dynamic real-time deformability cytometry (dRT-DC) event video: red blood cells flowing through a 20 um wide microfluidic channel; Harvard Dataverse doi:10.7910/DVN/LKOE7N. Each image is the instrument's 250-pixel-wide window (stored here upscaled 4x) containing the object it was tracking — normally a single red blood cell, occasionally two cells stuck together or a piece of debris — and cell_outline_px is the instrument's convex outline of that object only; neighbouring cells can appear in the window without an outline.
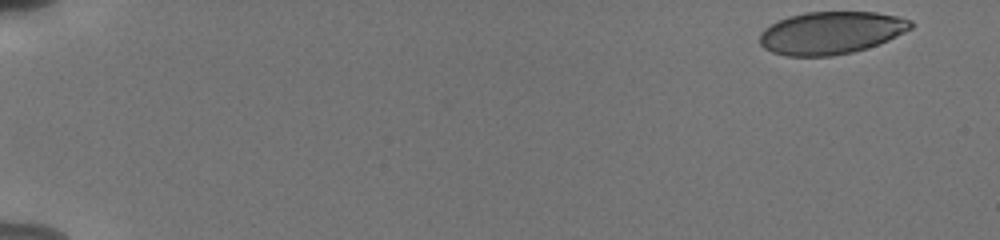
{"species": "human", "species_latin": "Homo sapiens", "temperature_condition": "cold", "stored_images_in_passage": 53, "camera_frame_rate_fps": 3000, "um_per_image_px": 0.085, "donor": {"sex": "male"}, "frame": {"image": 1, "passage_image": 1, "time_ms": 0.0, "image_size_px": [1000, 240], "cell_outline_px": [[916, 24], [912, 28], [888, 40], [852, 52], [832, 56], [788, 56], [772, 52], [764, 48], [760, 44], [760, 32], [764, 28], [788, 16], [804, 12], [876, 12], [896, 16], [912, 20]], "centroid_in_image_um": [70.63, 2.78], "position_along_channel_um": 14.4, "area_um2": 37.4}}
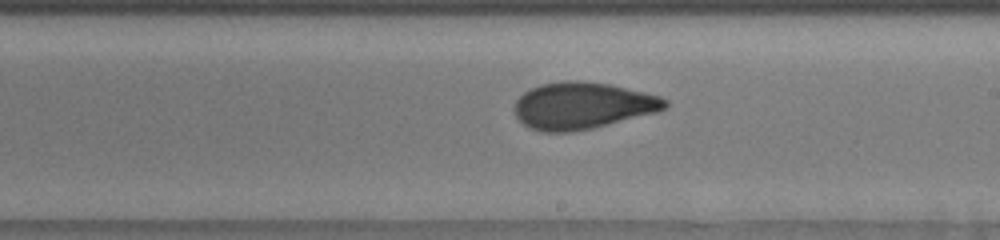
{"frame": {"image": 2, "passage_image": 32, "time_ms": 10.333, "image_size_px": [1000, 240], "cell_outline_px": [[668, 104], [664, 108], [656, 112], [592, 128], [572, 132], [540, 132], [528, 128], [516, 116], [512, 108], [516, 100], [524, 92], [540, 84], [560, 80], [584, 80], [608, 84], [644, 92], [660, 96], [668, 100]], "centroid_in_image_um": [49.46, 8.97], "position_along_channel_um": 239.5, "area_um2": 41.21}}
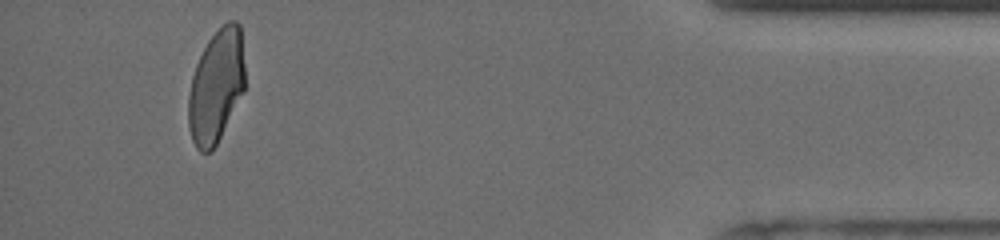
{"frame": {"image": 3, "passage_image": 50, "time_ms": 16.333, "image_size_px": [1000, 240], "cell_outline_px": [[244, 92], [216, 144], [208, 152], [200, 152], [196, 148], [192, 140], [188, 128], [188, 96], [192, 76], [196, 64], [208, 40], [228, 20], [236, 20], [240, 24], [244, 64]], "centroid_in_image_um": [18.37, 7.33], "position_along_channel_um": 416.8, "area_um2": 37.17}, "authors_computed_cell_mechanics": {"area_um2": 39.6508, "velocity_mm_per_s": 3.7999, "shape_relaxation_time_tau1_ms": 7.451, "shape_relaxation_time_tau2_ms": 1.043, "deformation_change_tau1": 0.1904, "deformation_change_tau2": 0.0606}}